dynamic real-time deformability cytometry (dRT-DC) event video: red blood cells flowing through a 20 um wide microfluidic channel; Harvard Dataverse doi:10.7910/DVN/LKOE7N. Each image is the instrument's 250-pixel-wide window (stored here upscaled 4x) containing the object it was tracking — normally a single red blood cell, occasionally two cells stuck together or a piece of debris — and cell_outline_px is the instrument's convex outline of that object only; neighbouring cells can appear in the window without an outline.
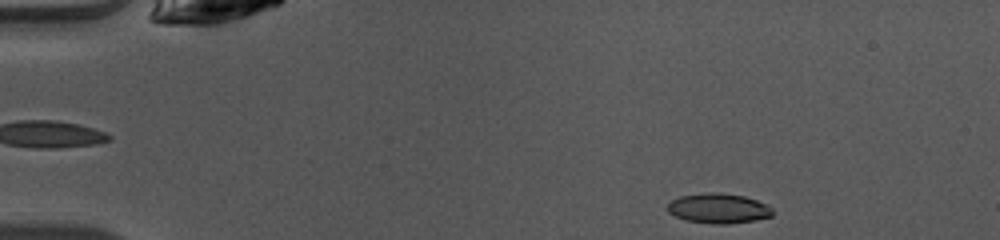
{"species": "common noctule bat (a hibernating species)", "species_latin": "Nyctalus noctula", "temperature_condition": "warm", "stored_images_in_passage": 3, "camera_frame_rate_fps": 3000, "um_per_image_px": 0.085, "animal": {"sex": "female", "body_mass_g": 10.0, "forearm_length_mm": 53.1}, "frame": {"image": 1, "passage_image": 3, "time_ms": 0.667, "image_size_px": [1000, 240], "cell_outline_px": [[772, 216], [756, 220], [728, 224], [716, 224], [684, 220], [668, 212], [668, 204], [672, 200], [680, 196], [712, 192], [716, 192], [744, 196], [756, 200], [772, 208]], "centroid_in_image_um": [61.06, 17.72], "position_along_channel_um": 23.9, "area_um2": 18.15}}